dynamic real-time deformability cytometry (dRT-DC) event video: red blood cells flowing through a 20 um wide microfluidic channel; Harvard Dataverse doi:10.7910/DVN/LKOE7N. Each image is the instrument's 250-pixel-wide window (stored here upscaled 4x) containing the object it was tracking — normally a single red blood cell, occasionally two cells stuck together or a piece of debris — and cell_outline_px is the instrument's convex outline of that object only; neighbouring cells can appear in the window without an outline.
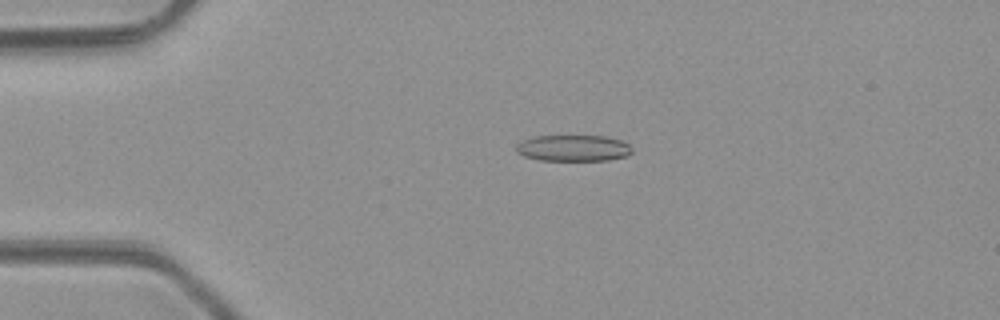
{"species": "common noctule bat (a hibernating species)", "species_latin": "Nyctalus noctula", "temperature_condition": "room temperature", "stored_images_in_passage": 1, "camera_frame_rate_fps": 3000, "um_per_image_px": 0.085, "animal": {"sex": "male", "body_mass_g": 23.1, "forearm_length_mm": 52.7}, "frame": {"image": 1, "passage_image": 1, "time_ms": 0.0, "image_size_px": [1000, 320], "cell_outline_px": [[632, 152], [628, 156], [608, 160], [540, 160], [524, 156], [516, 152], [516, 144], [524, 140], [536, 136], [608, 136], [620, 140], [628, 144], [632, 148]], "centroid_in_image_um": [48.75, 12.59], "position_along_channel_um": 36.3, "area_um2": 17.74}}